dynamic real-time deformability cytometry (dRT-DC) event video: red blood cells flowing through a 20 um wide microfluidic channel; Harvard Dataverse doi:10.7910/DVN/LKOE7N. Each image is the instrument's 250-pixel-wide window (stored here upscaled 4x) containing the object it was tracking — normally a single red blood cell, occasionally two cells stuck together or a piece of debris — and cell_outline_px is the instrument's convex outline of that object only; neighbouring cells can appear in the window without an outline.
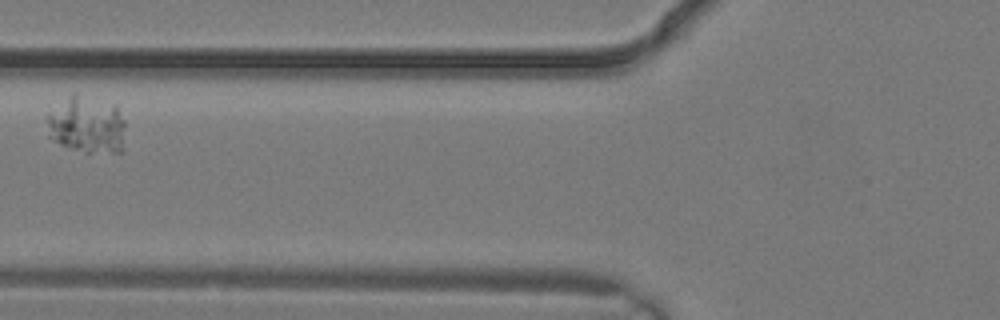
{"species": "common noctule bat (a hibernating species)", "species_latin": "Nyctalus noctula", "temperature_condition": "warm", "stored_images_in_passage": 2, "camera_frame_rate_fps": 3000, "um_per_image_px": 0.085, "animal": {"sex": "male", "body_mass_g": 19.2, "forearm_length_mm": 51.8}, "frame": {"image": 1, "passage_image": 2, "time_ms": 0.333, "image_size_px": [1000, 320], "cell_outline_px": [[124, 152], [88, 152], [72, 148], [60, 144], [48, 136], [48, 112], [72, 92], [116, 104], [124, 120]], "centroid_in_image_um": [7.41, 10.59], "position_along_channel_um": 118.4, "area_um2": 26.36}}